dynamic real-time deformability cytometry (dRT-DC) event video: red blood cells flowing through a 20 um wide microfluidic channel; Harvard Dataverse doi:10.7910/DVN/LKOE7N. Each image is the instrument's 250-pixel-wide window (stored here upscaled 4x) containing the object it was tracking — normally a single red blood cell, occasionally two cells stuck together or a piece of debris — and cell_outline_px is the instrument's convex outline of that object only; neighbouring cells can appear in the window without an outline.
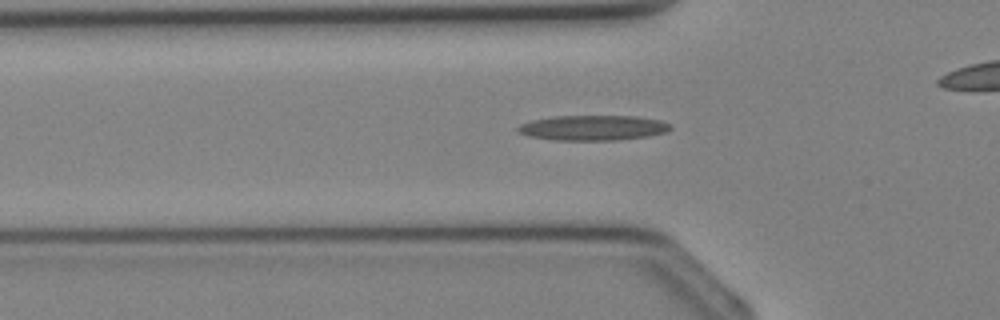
{"species": "Egyptian fruit bat (a non-hibernating species)", "species_latin": "Rousettus aegyptiacus", "temperature_condition": "cold", "stored_images_in_passage": 27, "camera_frame_rate_fps": 3000, "um_per_image_px": 0.085, "animal": {"sex": "female"}, "frame": {"image": 1, "passage_image": 2, "time_ms": 0.333, "image_size_px": [1000, 320], "cell_outline_px": [[672, 128], [668, 132], [648, 136], [616, 140], [556, 140], [528, 136], [516, 132], [516, 128], [520, 124], [532, 120], [556, 116], [636, 116], [660, 120], [672, 124]], "centroid_in_image_um": [50.42, 10.86], "position_along_channel_um": 75.4, "area_um2": 22.48}}
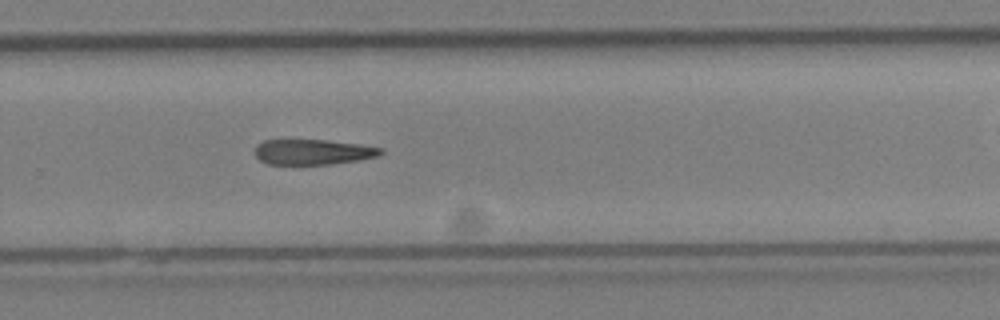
{"frame": {"image": 2, "passage_image": 14, "time_ms": 4.333, "image_size_px": [1000, 320], "cell_outline_px": [[384, 152], [380, 156], [360, 160], [332, 164], [268, 164], [260, 160], [256, 156], [256, 144], [264, 140], [328, 140], [360, 144], [384, 148]], "centroid_in_image_um": [26.66, 12.91], "position_along_channel_um": 303.1, "area_um2": 18.73}}
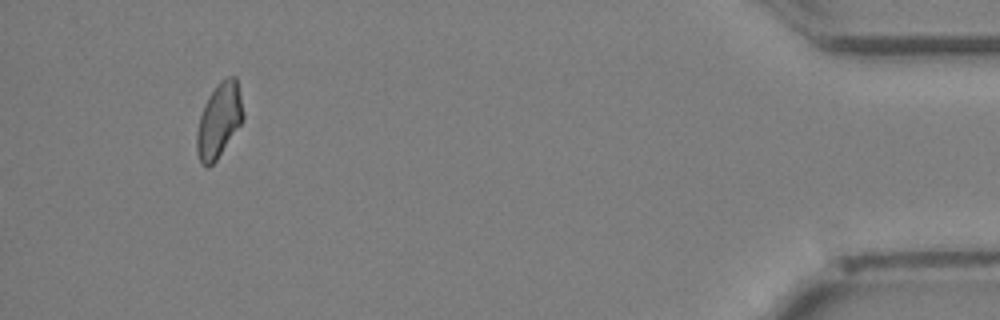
{"frame": {"image": 3, "passage_image": 27, "time_ms": 8.667, "image_size_px": [1000, 320], "cell_outline_px": [[244, 120], [216, 160], [208, 168], [200, 164], [196, 152], [196, 132], [200, 116], [204, 104], [208, 96], [220, 80], [228, 76], [236, 76], [244, 112]], "centroid_in_image_um": [18.61, 10.24], "position_along_channel_um": 416.6, "area_um2": 20.35}}